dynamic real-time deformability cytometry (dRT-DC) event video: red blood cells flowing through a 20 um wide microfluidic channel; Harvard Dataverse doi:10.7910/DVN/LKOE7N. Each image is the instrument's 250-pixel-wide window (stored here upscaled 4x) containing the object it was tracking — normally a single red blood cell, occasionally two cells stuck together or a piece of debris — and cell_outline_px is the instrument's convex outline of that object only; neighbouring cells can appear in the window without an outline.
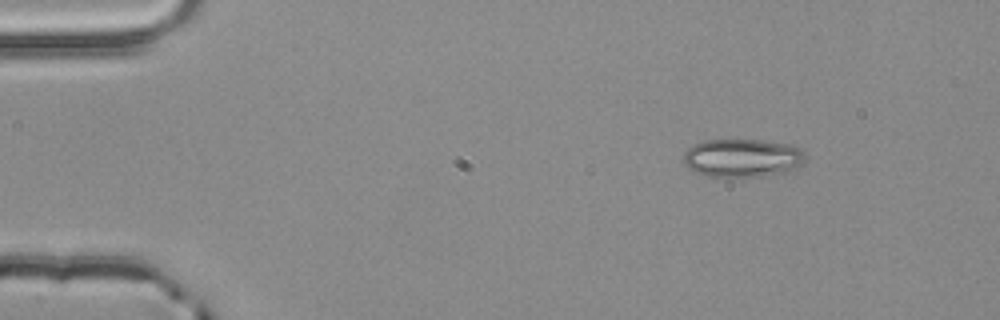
{"species": "common noctule bat (a hibernating species)", "species_latin": "Nyctalus noctula", "temperature_condition": "room temperature", "stored_images_in_passage": 48, "camera_frame_rate_fps": 3000, "um_per_image_px": 0.085, "animal": {"sex": "male", "body_mass_g": 20.4}, "frame": {"image": 1, "passage_image": 1, "time_ms": 0.0, "image_size_px": [1000, 320], "cell_outline_px": [[804, 160], [800, 164], [788, 172], [764, 176], [704, 176], [688, 168], [684, 164], [684, 152], [688, 148], [704, 140], [764, 140], [792, 144], [800, 148], [804, 152]], "centroid_in_image_um": [63.11, 13.42], "position_along_channel_um": 21.9, "area_um2": 27.22}}
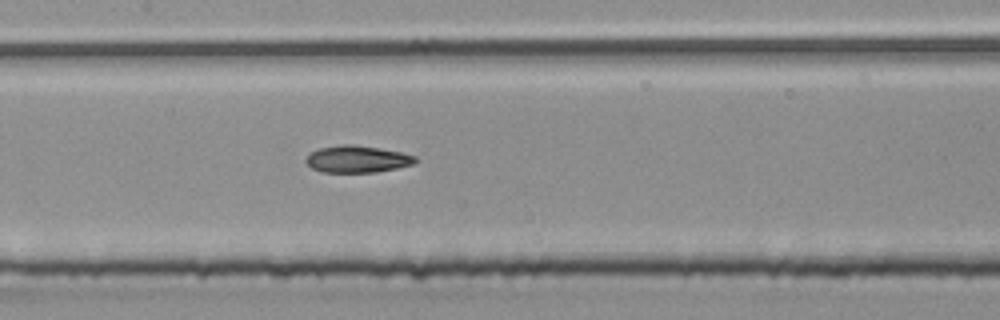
{"frame": {"image": 2, "passage_image": 20, "time_ms": 6.333, "image_size_px": [1000, 320], "cell_outline_px": [[420, 160], [416, 164], [376, 172], [324, 172], [312, 168], [304, 160], [308, 152], [316, 148], [340, 144], [352, 144], [380, 148], [400, 152], [416, 156]], "centroid_in_image_um": [30.36, 13.51], "position_along_channel_um": 177.0, "area_um2": 17.51}}
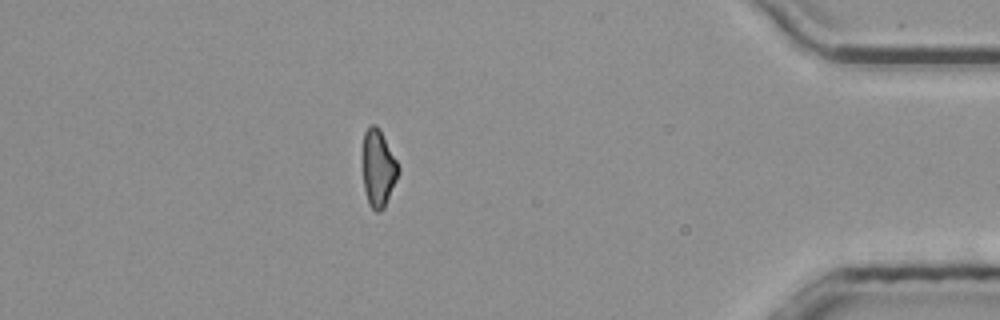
{"frame": {"image": 3, "passage_image": 41, "time_ms": 13.333, "image_size_px": [1000, 320], "cell_outline_px": [[400, 172], [384, 208], [380, 212], [376, 212], [368, 204], [364, 188], [364, 132], [372, 124], [376, 124], [380, 128], [400, 168]], "centroid_in_image_um": [32.18, 14.32], "position_along_channel_um": 403.0, "area_um2": 15.84}, "authors_computed_cell_mechanics": {"area_um2": 17.2244, "velocity_mm_per_s": 3.8827, "shape_relaxation_time_tau1_ms": 7.2201, "shape_relaxation_time_tau2_ms": 6.8498, "deformation_change_tau1": 0.17, "deformation_change_tau2": 0.1517}}